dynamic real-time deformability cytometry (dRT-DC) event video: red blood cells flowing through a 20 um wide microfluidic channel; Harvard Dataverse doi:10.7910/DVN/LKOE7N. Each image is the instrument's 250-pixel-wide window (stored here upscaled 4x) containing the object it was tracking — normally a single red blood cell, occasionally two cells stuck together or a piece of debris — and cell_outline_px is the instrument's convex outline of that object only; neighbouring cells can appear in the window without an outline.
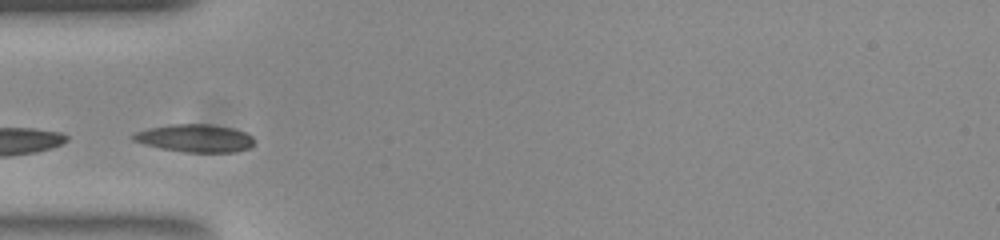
{"species": "common noctule bat (a hibernating species)", "species_latin": "Nyctalus noctula", "temperature_condition": "room temperature", "stored_images_in_passage": 32, "camera_frame_rate_fps": 3000, "um_per_image_px": 0.085, "animal": {"sex": "female", "body_mass_g": 23.0, "forearm_length_mm": 53.4}, "frame": {"image": 1, "passage_image": 1, "time_ms": 0.0, "image_size_px": [1000, 240], "cell_outline_px": [[256, 140], [252, 148], [236, 152], [184, 152], [160, 148], [144, 144], [132, 140], [132, 132], [148, 128], [172, 124], [212, 124], [232, 128], [244, 132], [252, 136]], "centroid_in_image_um": [16.6, 11.75], "position_along_channel_um": 68.4, "area_um2": 19.88}}
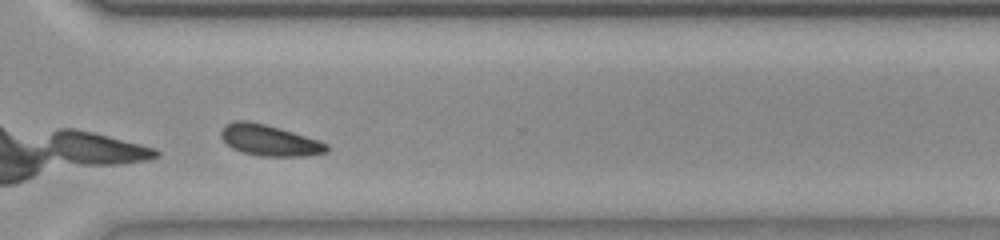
{"frame": {"image": 2, "passage_image": 23, "time_ms": 7.333, "image_size_px": [1000, 240], "cell_outline_px": [[328, 152], [308, 156], [260, 156], [244, 152], [232, 148], [220, 136], [220, 132], [224, 124], [236, 120], [244, 120], [264, 124], [280, 128], [320, 140], [328, 144]], "centroid_in_image_um": [22.91, 11.92], "position_along_channel_um": 347.7, "area_um2": 19.13}, "authors_computed_cell_mechanics": {"area_um2": 18.7272, "velocity_mm_per_s": 3.808, "shape_relaxation_time_tau1_ms": 5.0344, "shape_relaxation_time_tau2_ms": 1.9477, "deformation_change_tau1": 0.0724, "deformation_change_tau2": 0.0945}}